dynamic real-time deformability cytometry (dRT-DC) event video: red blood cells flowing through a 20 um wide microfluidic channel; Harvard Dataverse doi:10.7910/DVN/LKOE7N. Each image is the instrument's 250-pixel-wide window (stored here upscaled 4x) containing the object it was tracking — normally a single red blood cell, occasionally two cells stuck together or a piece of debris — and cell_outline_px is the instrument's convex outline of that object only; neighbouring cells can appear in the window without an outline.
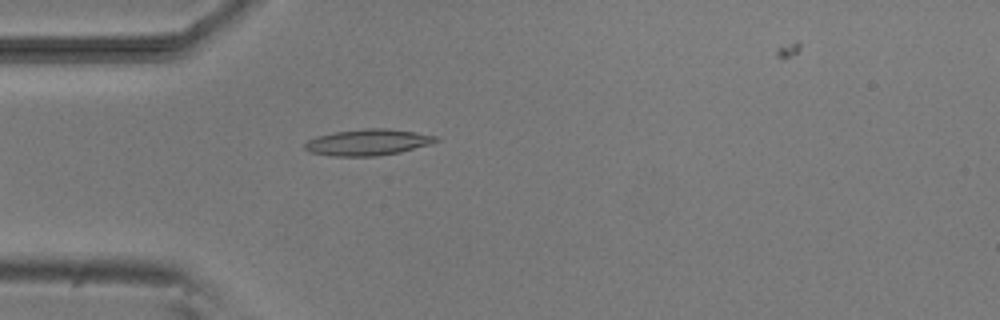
{"species": "common noctule bat (a hibernating species)", "species_latin": "Nyctalus noctula", "temperature_condition": "room temperature", "stored_images_in_passage": 5, "camera_frame_rate_fps": 3000, "um_per_image_px": 0.085, "animal": {"sex": "male", "body_mass_g": 20.5, "forearm_length_mm": 52.5}, "frame": {"image": 1, "passage_image": 4, "time_ms": 4.667, "image_size_px": [1000, 320], "cell_outline_px": [[440, 140], [432, 144], [400, 152], [376, 156], [328, 156], [308, 152], [304, 148], [304, 144], [308, 140], [316, 136], [336, 132], [364, 128], [388, 128], [436, 136]], "centroid_in_image_um": [31.24, 12.1], "position_along_channel_um": 53.8, "area_um2": 20.11}}